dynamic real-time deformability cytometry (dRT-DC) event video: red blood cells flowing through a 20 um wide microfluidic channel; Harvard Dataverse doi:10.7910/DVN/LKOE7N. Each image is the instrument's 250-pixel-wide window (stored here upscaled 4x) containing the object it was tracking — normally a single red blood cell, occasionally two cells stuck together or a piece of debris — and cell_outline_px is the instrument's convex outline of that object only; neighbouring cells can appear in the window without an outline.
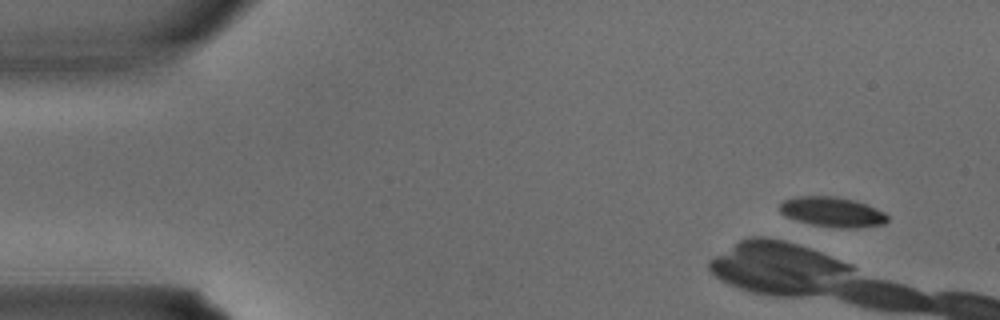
{"species": "common noctule bat (a hibernating species)", "species_latin": "Nyctalus noctula", "temperature_condition": "warm", "stored_images_in_passage": 1, "camera_frame_rate_fps": 3000, "um_per_image_px": 0.085, "animal": {"sex": "male", "body_mass_g": 15.6}, "frame": {"image": 1, "passage_image": 1, "time_ms": 0.0, "image_size_px": [1000, 320], "cell_outline_px": [[888, 220], [884, 224], [856, 228], [840, 228], [812, 224], [796, 220], [784, 216], [780, 212], [780, 204], [784, 200], [800, 196], [836, 196], [852, 200], [864, 204], [884, 212], [888, 216]], "centroid_in_image_um": [70.73, 18.02], "position_along_channel_um": 14.3, "area_um2": 18.61}}